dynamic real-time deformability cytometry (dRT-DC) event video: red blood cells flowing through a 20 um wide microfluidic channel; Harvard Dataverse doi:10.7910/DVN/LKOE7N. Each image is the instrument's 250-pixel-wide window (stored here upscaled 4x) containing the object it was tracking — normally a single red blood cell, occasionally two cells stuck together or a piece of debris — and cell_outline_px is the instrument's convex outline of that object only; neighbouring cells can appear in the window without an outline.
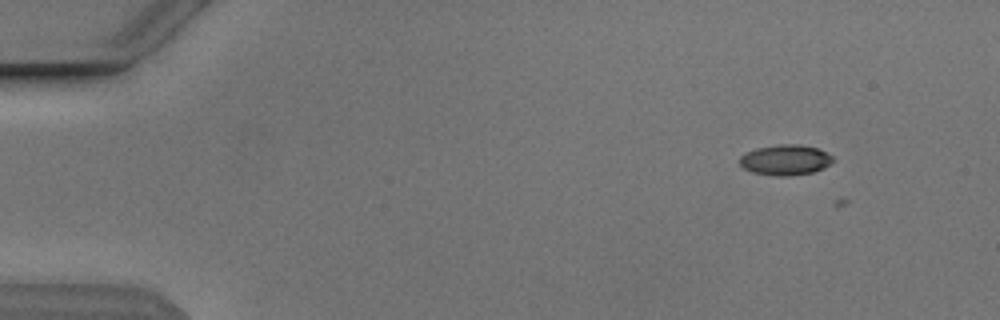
{"species": "Egyptian fruit bat (a non-hibernating species)", "species_latin": "Rousettus aegyptiacus", "temperature_condition": "cold", "stored_images_in_passage": 3, "camera_frame_rate_fps": 3000, "um_per_image_px": 0.085, "animal": {"sex": "male"}, "frame": {"image": 1, "passage_image": 2, "time_ms": 0.333, "image_size_px": [1000, 320], "cell_outline_px": [[832, 160], [824, 168], [812, 172], [788, 176], [776, 176], [752, 172], [744, 168], [740, 164], [740, 156], [744, 152], [756, 148], [780, 144], [796, 144], [816, 148], [832, 156]], "centroid_in_image_um": [66.7, 13.59], "position_along_channel_um": 18.3, "area_um2": 16.36}}